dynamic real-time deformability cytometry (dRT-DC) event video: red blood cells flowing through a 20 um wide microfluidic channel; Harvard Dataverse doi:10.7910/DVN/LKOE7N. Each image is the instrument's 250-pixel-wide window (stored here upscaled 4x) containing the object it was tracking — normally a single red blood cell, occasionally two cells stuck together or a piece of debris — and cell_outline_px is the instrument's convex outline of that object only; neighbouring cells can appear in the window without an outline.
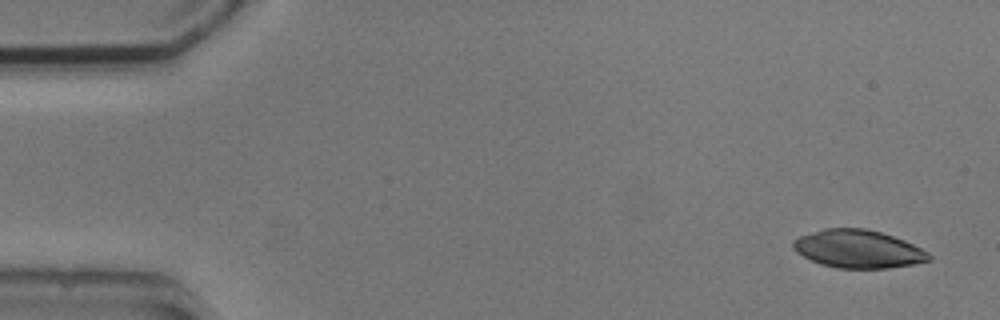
{"species": "common noctule bat (a hibernating species)", "species_latin": "Nyctalus noctula", "temperature_condition": "cold", "stored_images_in_passage": 5, "segment_of_instrument_passage": [1, 2], "camera_frame_rate_fps": 3000, "um_per_image_px": 0.085, "animal": {"sex": "male", "body_mass_g": 20.5, "forearm_length_mm": 52.5}, "frame": {"image": 1, "passage_image": 1, "time_ms": 0.0, "image_size_px": [1000, 320], "cell_outline_px": [[932, 260], [912, 264], [888, 268], [836, 268], [820, 264], [796, 252], [792, 248], [792, 240], [800, 236], [824, 228], [864, 228], [880, 232], [904, 240], [928, 252], [932, 256]], "centroid_in_image_um": [72.93, 21.16], "position_along_channel_um": 12.1, "area_um2": 30.0}}